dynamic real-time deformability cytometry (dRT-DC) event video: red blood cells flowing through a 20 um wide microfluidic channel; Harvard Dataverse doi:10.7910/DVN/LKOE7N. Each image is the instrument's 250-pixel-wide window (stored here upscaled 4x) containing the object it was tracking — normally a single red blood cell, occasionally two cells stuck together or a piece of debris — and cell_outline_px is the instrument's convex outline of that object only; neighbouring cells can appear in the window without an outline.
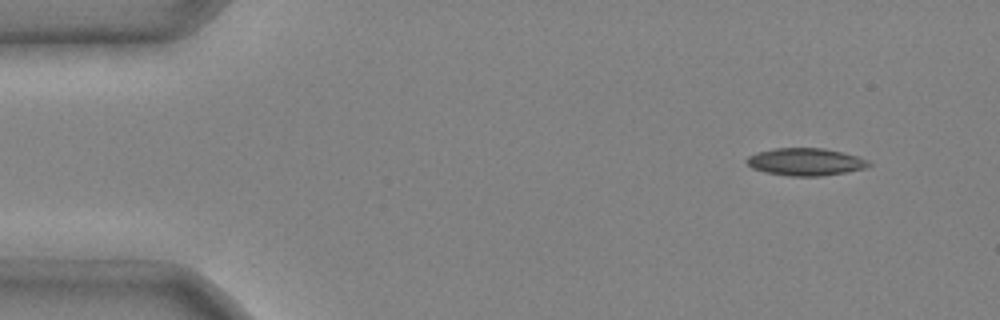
{"species": "common noctule bat (a hibernating species)", "species_latin": "Nyctalus noctula", "temperature_condition": "cold", "stored_images_in_passage": 5, "camera_frame_rate_fps": 3000, "um_per_image_px": 0.085, "animal": {"sex": "male", "body_mass_g": 20.4}, "frame": {"image": 1, "passage_image": 1, "time_ms": 0.0, "image_size_px": [1000, 320], "cell_outline_px": [[872, 164], [864, 168], [844, 172], [820, 176], [788, 176], [764, 172], [752, 168], [744, 160], [748, 156], [756, 152], [776, 148], [824, 148], [856, 156], [868, 160]], "centroid_in_image_um": [68.41, 13.76], "position_along_channel_um": 16.6, "area_um2": 19.42}}
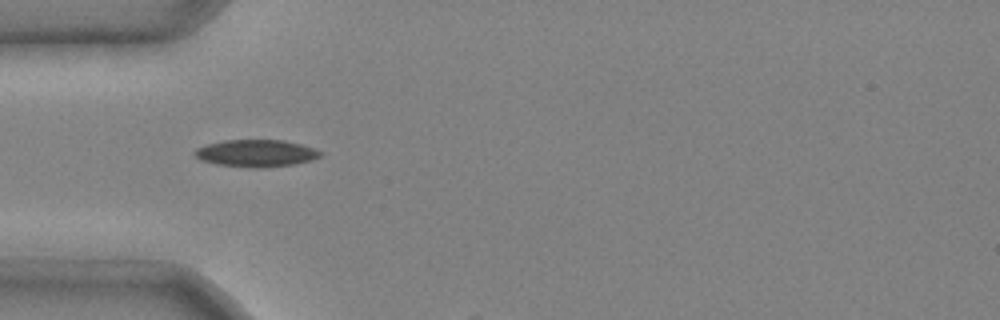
{"frame": {"image": 2, "passage_image": 4, "time_ms": 1.0, "image_size_px": [1000, 320], "cell_outline_px": [[324, 152], [320, 156], [312, 160], [292, 164], [260, 168], [256, 168], [216, 164], [200, 160], [192, 152], [196, 148], [208, 144], [224, 140], [284, 140], [300, 144]], "centroid_in_image_um": [21.75, 13.02], "position_along_channel_um": 63.3, "area_um2": 19.77}}